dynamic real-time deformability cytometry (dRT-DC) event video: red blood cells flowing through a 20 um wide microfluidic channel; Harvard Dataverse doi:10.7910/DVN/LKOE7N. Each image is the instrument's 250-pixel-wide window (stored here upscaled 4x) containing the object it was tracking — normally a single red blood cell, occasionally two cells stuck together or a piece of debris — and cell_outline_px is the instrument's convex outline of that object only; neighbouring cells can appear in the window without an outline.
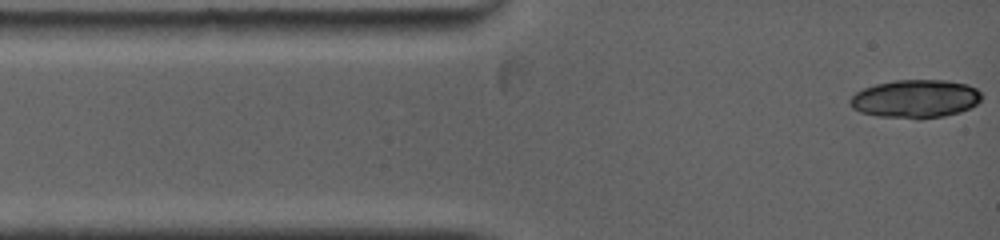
{"species": "common noctule bat (a hibernating species)", "species_latin": "Nyctalus noctula", "temperature_condition": "warm", "stored_images_in_passage": 4, "camera_frame_rate_fps": 5000, "um_per_image_px": 0.085, "animal": {"sex": "female", "body_mass_g": 19.0, "forearm_length_mm": 53.3}, "frame": {"image": 1, "passage_image": 1, "time_ms": 0.0, "image_size_px": [1000, 240], "cell_outline_px": [[980, 100], [976, 104], [960, 112], [944, 116], [920, 120], [916, 120], [876, 116], [860, 112], [852, 108], [848, 104], [848, 100], [856, 92], [864, 88], [876, 84], [896, 80], [948, 80], [968, 84], [976, 88], [980, 92]], "centroid_in_image_um": [77.78, 8.41], "position_along_channel_um": 7.2, "area_um2": 29.71}}